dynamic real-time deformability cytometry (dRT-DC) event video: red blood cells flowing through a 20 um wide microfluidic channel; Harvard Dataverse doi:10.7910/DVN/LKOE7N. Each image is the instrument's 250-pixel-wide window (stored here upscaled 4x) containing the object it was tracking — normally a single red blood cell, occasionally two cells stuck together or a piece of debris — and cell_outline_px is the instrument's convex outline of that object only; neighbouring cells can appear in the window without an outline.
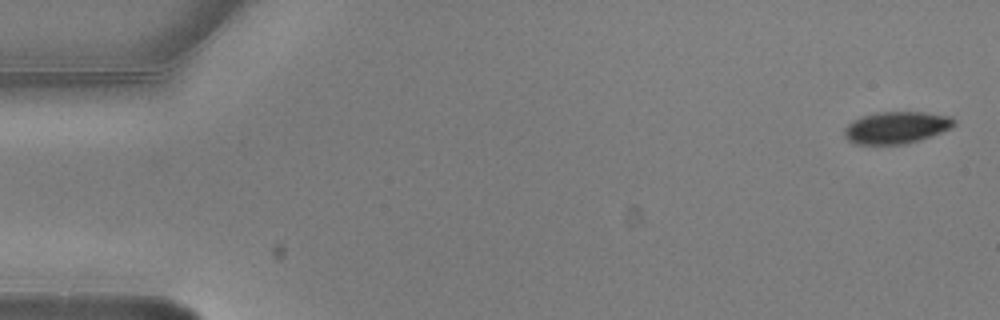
{"species": "common noctule bat (a hibernating species)", "species_latin": "Nyctalus noctula", "temperature_condition": "warm", "stored_images_in_passage": 6, "camera_frame_rate_fps": 3000, "um_per_image_px": 0.085, "animal": {"sex": "male", "body_mass_g": 20.5, "forearm_length_mm": 52.5}, "frame": {"image": 1, "passage_image": 1, "time_ms": 0.0, "image_size_px": [1000, 320], "cell_outline_px": [[956, 124], [952, 128], [932, 136], [920, 140], [904, 144], [856, 144], [848, 140], [844, 136], [844, 128], [852, 120], [876, 112], [924, 112], [952, 116], [956, 120]], "centroid_in_image_um": [76.22, 10.84], "position_along_channel_um": 8.8, "area_um2": 20.63}}
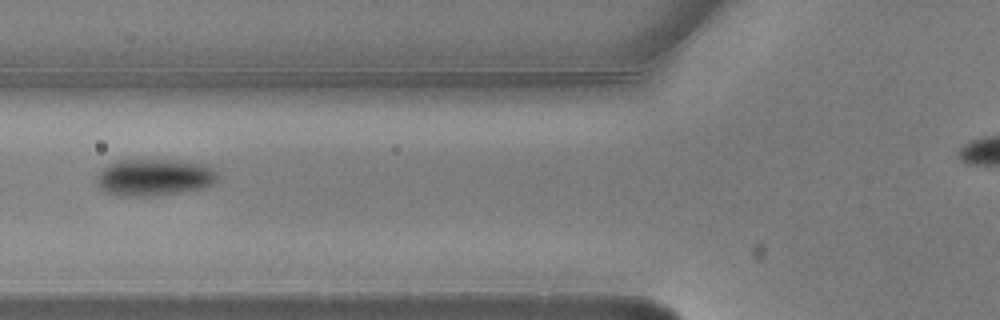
{"frame": {"image": 2, "passage_image": 6, "time_ms": 1.667, "image_size_px": [1000, 320], "cell_outline_px": [[216, 180], [212, 184], [200, 188], [180, 192], [148, 196], [124, 196], [108, 192], [96, 180], [96, 176], [108, 164], [116, 160], [180, 160], [208, 164], [216, 172]], "centroid_in_image_um": [13.14, 15.05], "position_along_channel_um": 112.7, "area_um2": 25.66}}